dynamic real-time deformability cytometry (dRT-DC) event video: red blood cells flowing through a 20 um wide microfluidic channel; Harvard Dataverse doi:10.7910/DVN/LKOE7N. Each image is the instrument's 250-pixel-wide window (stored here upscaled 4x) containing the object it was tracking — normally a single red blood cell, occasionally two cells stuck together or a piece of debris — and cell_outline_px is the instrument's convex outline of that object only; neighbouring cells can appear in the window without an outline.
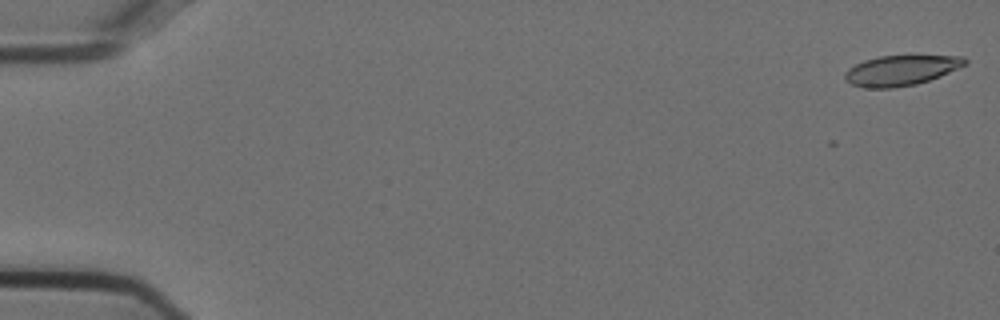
{"species": "Egyptian fruit bat (a non-hibernating species)", "species_latin": "Rousettus aegyptiacus", "temperature_condition": "cold", "stored_images_in_passage": 9, "camera_frame_rate_fps": 3000, "um_per_image_px": 0.085, "animal": {"sex": "female"}, "frame": {"image": 1, "passage_image": 1, "time_ms": 0.0, "image_size_px": [1000, 320], "cell_outline_px": [[968, 64], [940, 76], [916, 84], [892, 88], [868, 88], [852, 84], [844, 80], [844, 72], [848, 68], [864, 60], [880, 56], [964, 56], [968, 60]], "centroid_in_image_um": [76.58, 5.98], "position_along_channel_um": 8.4, "area_um2": 21.1}}